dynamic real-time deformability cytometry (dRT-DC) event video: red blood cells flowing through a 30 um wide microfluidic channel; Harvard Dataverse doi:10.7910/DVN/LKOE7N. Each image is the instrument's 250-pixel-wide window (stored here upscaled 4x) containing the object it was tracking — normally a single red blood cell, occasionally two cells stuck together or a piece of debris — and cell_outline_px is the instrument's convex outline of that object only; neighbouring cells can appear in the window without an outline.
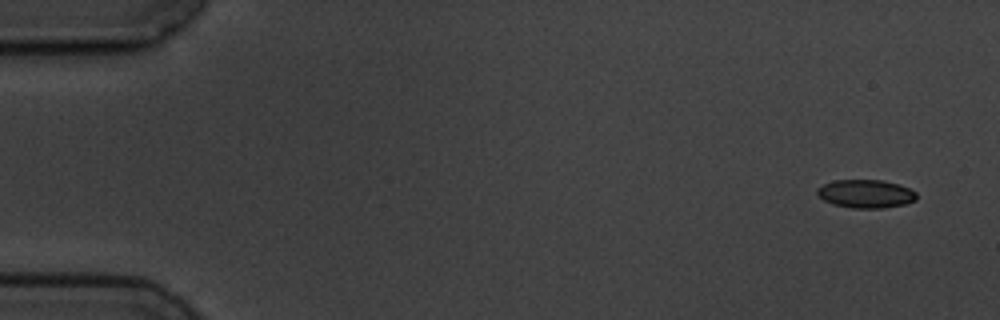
{"species": "common noctule bat (a hibernating species)", "species_latin": "Nyctalus noctula", "temperature_condition": "cold", "stored_images_in_passage": 5, "camera_frame_rate_fps": 3000, "um_per_image_px": 0.085, "animal": {"sex": "male", "body_mass_g": 19.5, "forearm_length_mm": 54.6}, "frame": {"image": 1, "passage_image": 1, "time_ms": 0.0, "image_size_px": [1000, 320], "cell_outline_px": [[916, 200], [904, 204], [884, 208], [852, 208], [832, 204], [824, 200], [816, 192], [816, 188], [832, 180], [884, 180], [908, 188], [916, 192]], "centroid_in_image_um": [73.57, 16.47], "position_along_channel_um": 11.4, "area_um2": 16.36}}
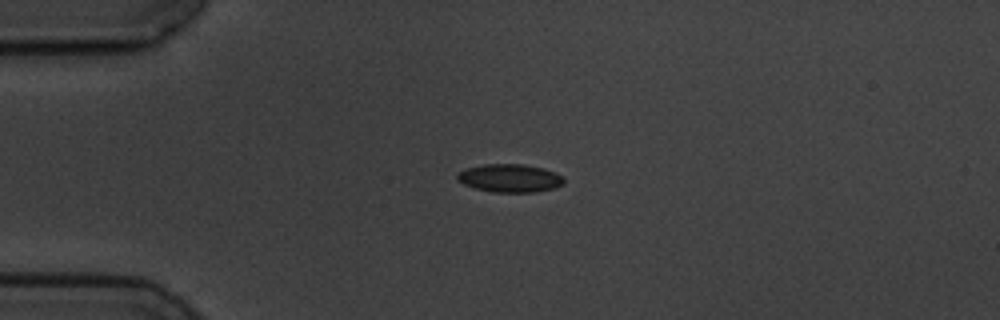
{"frame": {"image": 2, "passage_image": 4, "time_ms": 3.667, "image_size_px": [1000, 320], "cell_outline_px": [[564, 184], [556, 188], [536, 192], [492, 192], [476, 188], [464, 184], [456, 180], [456, 172], [468, 168], [484, 164], [524, 164], [544, 168], [556, 172], [564, 176]], "centroid_in_image_um": [43.37, 15.14], "position_along_channel_um": 41.6, "area_um2": 17.74}}